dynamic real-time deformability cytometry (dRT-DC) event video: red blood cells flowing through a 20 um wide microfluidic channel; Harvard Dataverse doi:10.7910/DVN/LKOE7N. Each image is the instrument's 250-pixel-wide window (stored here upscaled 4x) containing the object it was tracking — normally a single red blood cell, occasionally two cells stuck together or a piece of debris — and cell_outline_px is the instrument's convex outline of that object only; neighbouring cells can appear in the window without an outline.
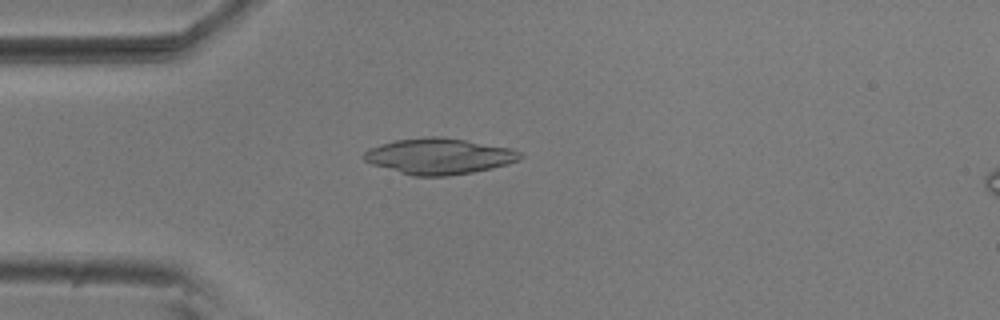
{"species": "common noctule bat (a hibernating species)", "species_latin": "Nyctalus noctula", "temperature_condition": "room temperature", "stored_images_in_passage": 45, "camera_frame_rate_fps": 3000, "um_per_image_px": 0.085, "animal": {"sex": "male", "body_mass_g": 20.5, "forearm_length_mm": 52.5}, "frame": {"image": 1, "passage_image": 5, "time_ms": 1.333, "image_size_px": [1000, 320], "cell_outline_px": [[524, 156], [520, 160], [508, 164], [492, 168], [472, 172], [448, 176], [412, 176], [372, 164], [364, 160], [364, 152], [368, 148], [380, 144], [396, 140], [424, 136], [444, 136], [512, 148], [520, 152]], "centroid_in_image_um": [37.34, 13.27], "position_along_channel_um": 47.7, "area_um2": 32.95}}
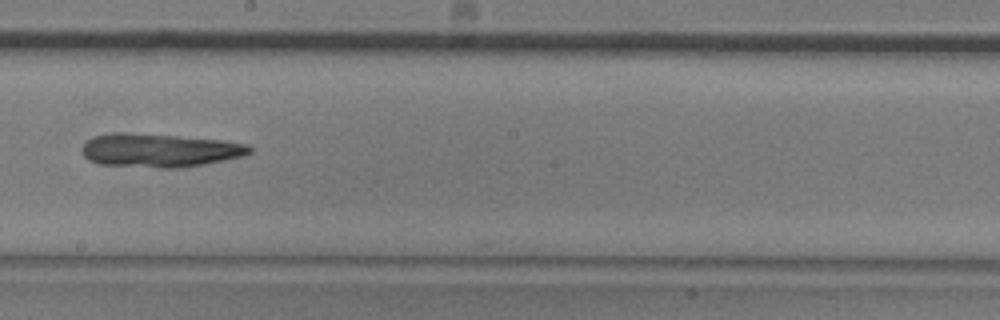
{"frame": {"image": 2, "passage_image": 21, "time_ms": 6.667, "image_size_px": [1000, 320], "cell_outline_px": [[252, 152], [244, 156], [204, 164], [180, 168], [160, 168], [100, 164], [88, 160], [84, 156], [80, 148], [84, 140], [92, 136], [112, 132], [124, 132], [176, 136], [224, 140], [248, 144], [252, 148]], "centroid_in_image_um": [13.52, 12.77], "position_along_channel_um": 234.7, "area_um2": 33.18}}
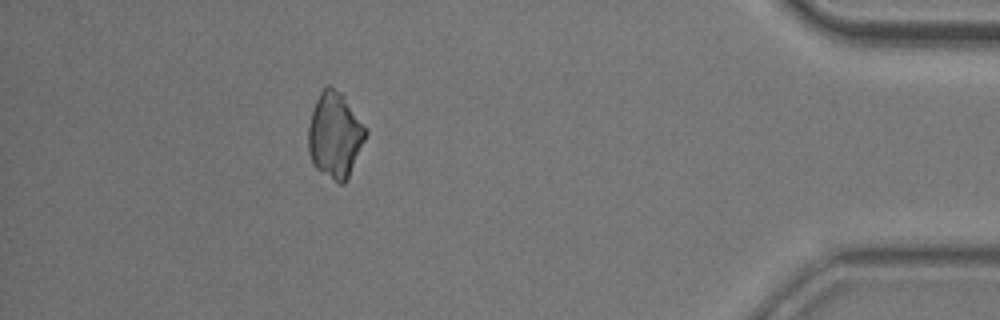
{"frame": {"image": 3, "passage_image": 39, "time_ms": 12.667, "image_size_px": [1000, 320], "cell_outline_px": [[368, 132], [348, 176], [344, 184], [336, 184], [320, 172], [312, 164], [308, 148], [308, 124], [316, 100], [320, 92], [328, 84], [340, 92], [344, 96], [368, 128]], "centroid_in_image_um": [28.46, 11.49], "position_along_channel_um": 406.7, "area_um2": 28.78}}